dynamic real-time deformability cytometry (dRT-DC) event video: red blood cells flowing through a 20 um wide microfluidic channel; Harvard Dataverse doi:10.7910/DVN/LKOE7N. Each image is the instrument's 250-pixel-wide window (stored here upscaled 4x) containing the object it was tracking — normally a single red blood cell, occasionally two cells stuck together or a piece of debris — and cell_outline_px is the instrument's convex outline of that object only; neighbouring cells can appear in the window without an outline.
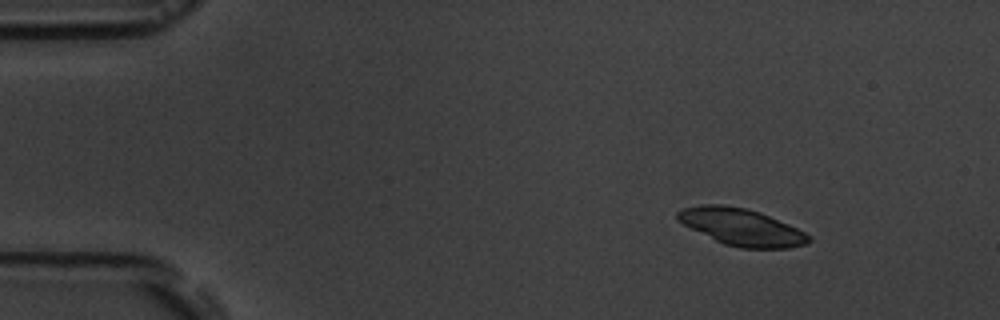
{"species": "common noctule bat (a hibernating species)", "species_latin": "Nyctalus noctula", "temperature_condition": "room temperature", "stored_images_in_passage": 4, "camera_frame_rate_fps": 3000, "um_per_image_px": 0.085, "animal": {"sex": "male", "body_mass_g": 19.5, "forearm_length_mm": 54.6}, "frame": {"image": 1, "passage_image": 1, "time_ms": 0.0, "image_size_px": [1000, 320], "cell_outline_px": [[812, 240], [808, 244], [788, 248], [740, 248], [724, 244], [676, 220], [676, 212], [684, 208], [700, 204], [724, 204], [744, 208], [760, 212], [788, 224], [812, 236]], "centroid_in_image_um": [63.05, 19.29], "position_along_channel_um": 22.0, "area_um2": 28.09}}